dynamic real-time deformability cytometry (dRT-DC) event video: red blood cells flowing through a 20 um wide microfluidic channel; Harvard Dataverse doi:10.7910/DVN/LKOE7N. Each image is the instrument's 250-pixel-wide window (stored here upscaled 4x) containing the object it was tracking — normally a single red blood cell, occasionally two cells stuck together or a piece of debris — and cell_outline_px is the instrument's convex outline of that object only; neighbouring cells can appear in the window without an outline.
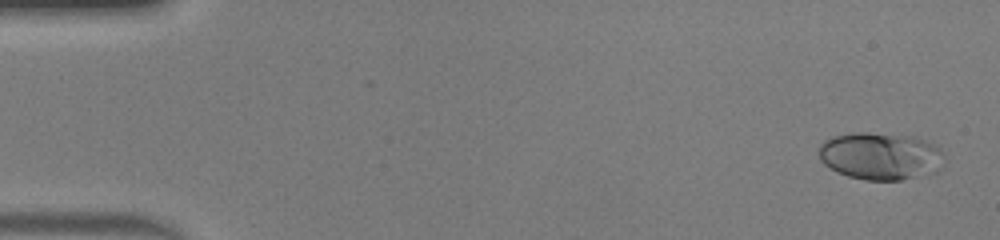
{"species": "human", "species_latin": "Homo sapiens", "temperature_condition": "warm", "stored_images_in_passage": 47, "camera_frame_rate_fps": 3000, "um_per_image_px": 0.085, "donor": {"sex": "male"}, "frame": {"image": 1, "passage_image": 2, "time_ms": 0.333, "image_size_px": [1000, 240], "cell_outline_px": [[940, 152], [936, 172], [900, 180], [864, 180], [848, 176], [836, 172], [828, 168], [820, 160], [816, 152], [820, 144], [824, 140], [832, 136], [856, 132], [868, 132], [912, 136], [924, 140], [940, 148]], "centroid_in_image_um": [74.7, 13.26], "position_along_channel_um": 10.3, "area_um2": 34.51}}
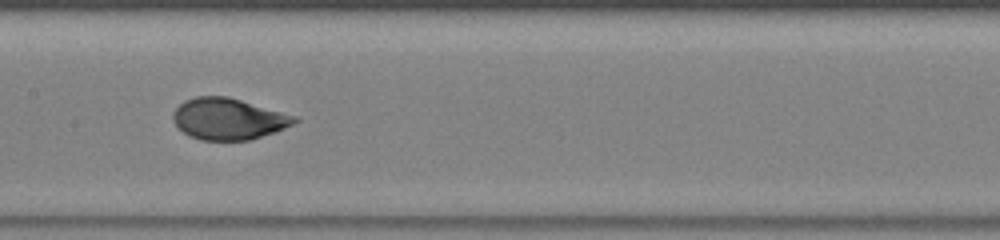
{"frame": {"image": 2, "passage_image": 24, "time_ms": 7.667, "image_size_px": [1000, 240], "cell_outline_px": [[300, 120], [276, 132], [248, 140], [200, 140], [188, 136], [172, 120], [172, 112], [184, 100], [196, 96], [228, 96], [296, 116]], "centroid_in_image_um": [19.39, 10.1], "position_along_channel_um": 188.0, "area_um2": 29.3}}
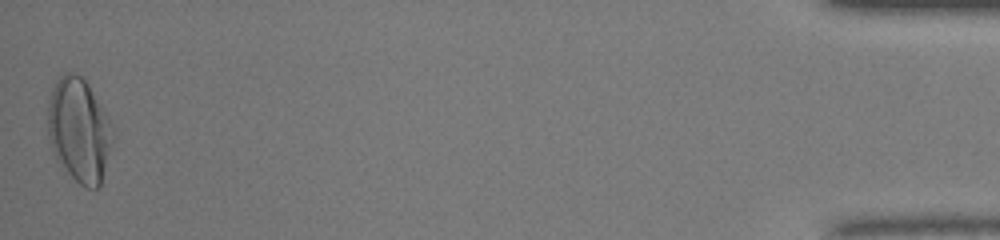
{"frame": {"image": 3, "passage_image": 47, "time_ms": 15.333, "image_size_px": [1000, 240], "cell_outline_px": [[116, 132], [100, 188], [88, 188], [80, 184], [56, 160], [52, 152], [48, 136], [48, 96], [56, 80], [60, 76], [68, 72], [72, 72], [80, 76], [88, 84], [108, 116]], "centroid_in_image_um": [6.74, 11.07], "position_along_channel_um": 428.5, "area_um2": 39.82}, "authors_computed_cell_mechanics": {"area_um2": 29.6514, "velocity_mm_per_s": 4.3688, "shape_relaxation_time_tau1_ms": 5.866, "shape_relaxation_time_tau2_ms": null, "deformation_change_tau1": 0.2612, "deformation_change_tau2": null}}